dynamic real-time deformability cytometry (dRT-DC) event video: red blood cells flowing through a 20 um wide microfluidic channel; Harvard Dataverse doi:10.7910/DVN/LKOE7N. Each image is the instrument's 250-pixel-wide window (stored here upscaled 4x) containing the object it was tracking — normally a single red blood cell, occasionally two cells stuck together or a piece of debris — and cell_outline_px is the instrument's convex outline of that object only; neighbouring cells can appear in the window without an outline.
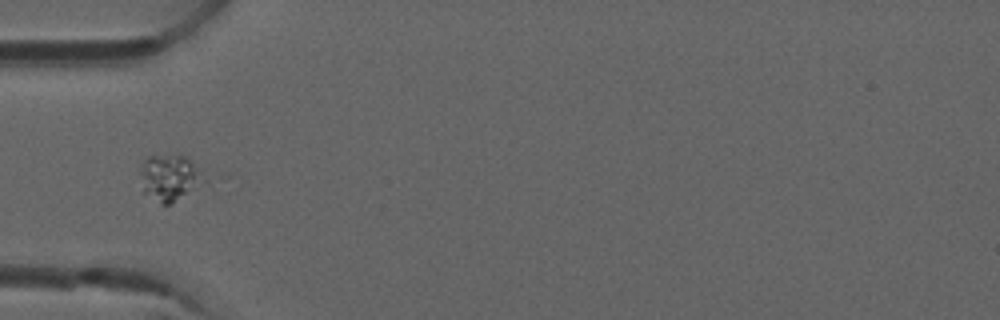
{"species": "common noctule bat (a hibernating species)", "species_latin": "Nyctalus noctula", "temperature_condition": "room temperature", "stored_images_in_passage": 36, "camera_frame_rate_fps": 3000, "um_per_image_px": 0.085, "animal": {"sex": "male", "forearm_length_mm": 52.5}, "frame": {"image": 1, "passage_image": 1, "time_ms": 0.0, "image_size_px": [1000, 320], "cell_outline_px": [[208, 180], [168, 204], [160, 204], [144, 192], [140, 172], [140, 168], [144, 160], [148, 156], [184, 156], [192, 160], [208, 176]], "centroid_in_image_um": [14.46, 15.08], "position_along_channel_um": 70.5, "area_um2": 16.99}}
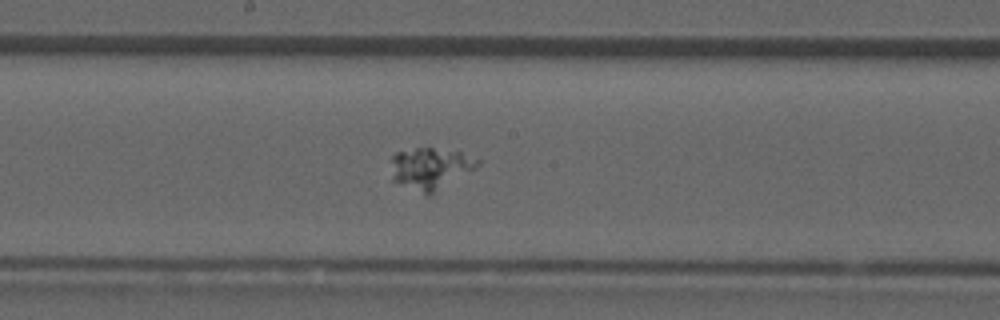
{"frame": {"image": 2, "passage_image": 12, "time_ms": 3.667, "image_size_px": [1000, 320], "cell_outline_px": [[480, 164], [476, 168], [428, 196], [392, 180], [392, 156], [396, 152], [416, 148], [432, 148], [460, 152], [480, 160]], "centroid_in_image_um": [36.58, 14.31], "position_along_channel_um": 211.6, "area_um2": 20.69}}
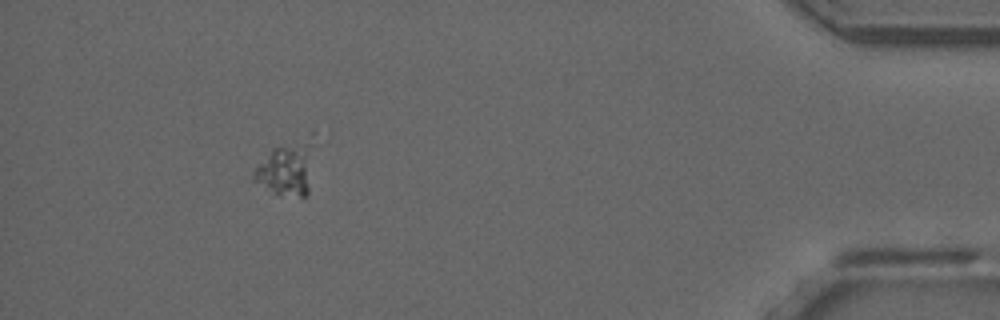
{"frame": {"image": 3, "passage_image": 32, "time_ms": 10.333, "image_size_px": [1000, 320], "cell_outline_px": [[308, 196], [280, 196], [252, 180], [252, 172], [272, 148], [304, 144], [308, 144]], "centroid_in_image_um": [24.19, 14.53], "position_along_channel_um": 411.0, "area_um2": 16.65}}